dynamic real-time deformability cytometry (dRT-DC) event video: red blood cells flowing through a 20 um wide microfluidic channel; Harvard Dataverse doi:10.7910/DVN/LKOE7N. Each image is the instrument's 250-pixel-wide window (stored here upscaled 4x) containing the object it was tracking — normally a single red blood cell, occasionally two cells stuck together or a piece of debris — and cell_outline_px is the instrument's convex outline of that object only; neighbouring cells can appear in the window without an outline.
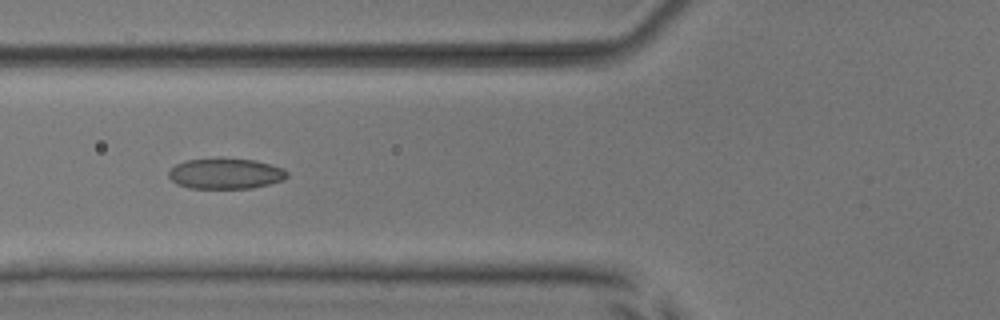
{"species": "common noctule bat (a hibernating species)", "species_latin": "Nyctalus noctula", "temperature_condition": "room temperature", "stored_images_in_passage": 39, "camera_frame_rate_fps": 3000, "um_per_image_px": 0.085, "animal": {"sex": "male", "body_mass_g": 17.9, "forearm_length_mm": 54.2}, "frame": {"image": 1, "passage_image": 12, "time_ms": 3.667, "image_size_px": [1000, 320], "cell_outline_px": [[288, 176], [284, 180], [252, 188], [188, 188], [176, 184], [168, 176], [168, 172], [176, 164], [184, 160], [256, 160], [284, 168], [288, 172]], "centroid_in_image_um": [19.19, 14.78], "position_along_channel_um": 106.6, "area_um2": 20.75}}
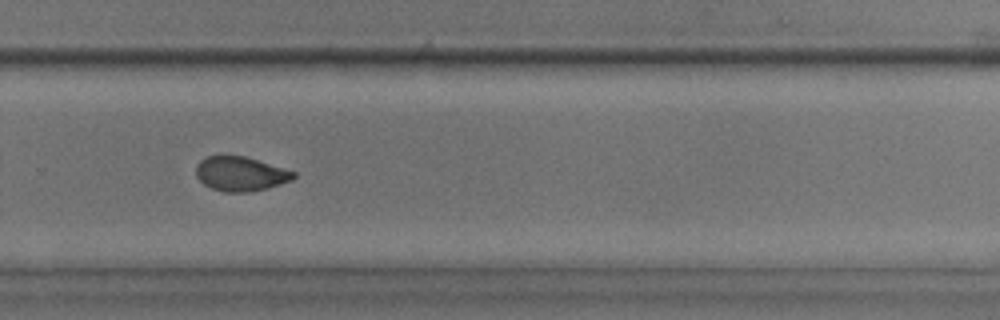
{"frame": {"image": 2, "passage_image": 28, "time_ms": 9.0, "image_size_px": [1000, 320], "cell_outline_px": [[296, 176], [292, 180], [268, 188], [248, 192], [224, 192], [212, 188], [204, 184], [196, 176], [196, 164], [200, 160], [208, 156], [224, 152], [244, 156], [296, 172]], "centroid_in_image_um": [20.4, 14.74], "position_along_channel_um": 309.4, "area_um2": 19.94}}
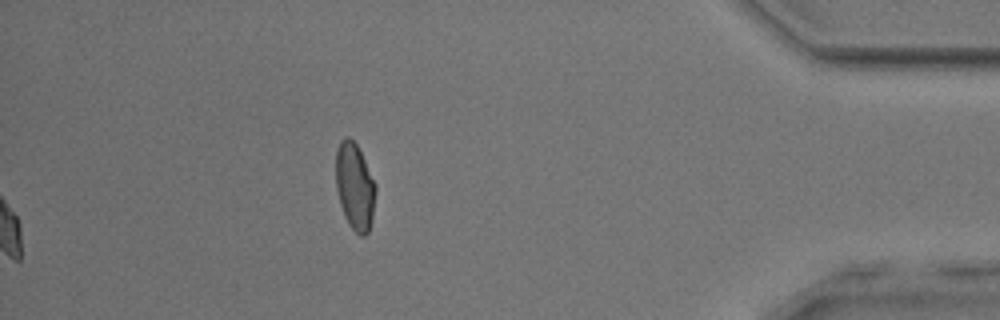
{"frame": {"image": 3, "passage_image": 39, "time_ms": 12.667, "image_size_px": [1000, 320], "cell_outline_px": [[376, 192], [372, 220], [368, 232], [364, 236], [360, 236], [348, 224], [344, 216], [340, 204], [336, 188], [336, 152], [340, 140], [344, 136], [348, 136], [356, 144], [376, 184]], "centroid_in_image_um": [30.15, 15.86], "position_along_channel_um": 405.0, "area_um2": 20.17}, "authors_computed_cell_mechanics": {"area_um2": 20.23, "velocity_mm_per_s": 3.8106, "shape_relaxation_time_tau1_ms": 4.8214, "shape_relaxation_time_tau2_ms": 1.5132, "deformation_change_tau1": 0.1535, "deformation_change_tau2": 0.0543}}